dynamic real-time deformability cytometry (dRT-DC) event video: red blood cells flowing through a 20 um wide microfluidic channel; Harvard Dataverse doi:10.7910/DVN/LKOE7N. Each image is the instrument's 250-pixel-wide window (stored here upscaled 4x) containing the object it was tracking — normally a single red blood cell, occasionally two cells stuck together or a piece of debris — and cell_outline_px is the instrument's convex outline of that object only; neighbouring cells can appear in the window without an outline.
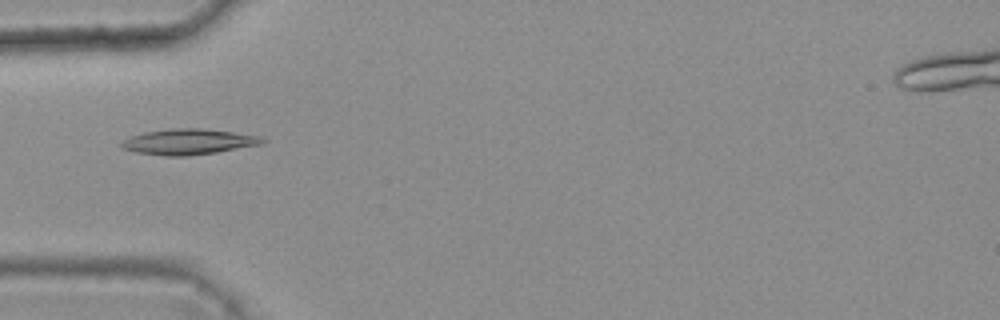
{"species": "common noctule bat (a hibernating species)", "species_latin": "Nyctalus noctula", "temperature_condition": "warm", "stored_images_in_passage": 5, "camera_frame_rate_fps": 3000, "um_per_image_px": 0.085, "animal": {"sex": "female", "body_mass_g": 25.1}, "frame": {"image": 1, "passage_image": 5, "time_ms": 1.333, "image_size_px": [1000, 320], "cell_outline_px": [[268, 140], [260, 144], [216, 152], [188, 156], [164, 156], [136, 152], [124, 148], [120, 144], [120, 140], [144, 132], [168, 128], [204, 128], [260, 136]], "centroid_in_image_um": [15.99, 12.04], "position_along_channel_um": 69.0, "area_um2": 21.04}}